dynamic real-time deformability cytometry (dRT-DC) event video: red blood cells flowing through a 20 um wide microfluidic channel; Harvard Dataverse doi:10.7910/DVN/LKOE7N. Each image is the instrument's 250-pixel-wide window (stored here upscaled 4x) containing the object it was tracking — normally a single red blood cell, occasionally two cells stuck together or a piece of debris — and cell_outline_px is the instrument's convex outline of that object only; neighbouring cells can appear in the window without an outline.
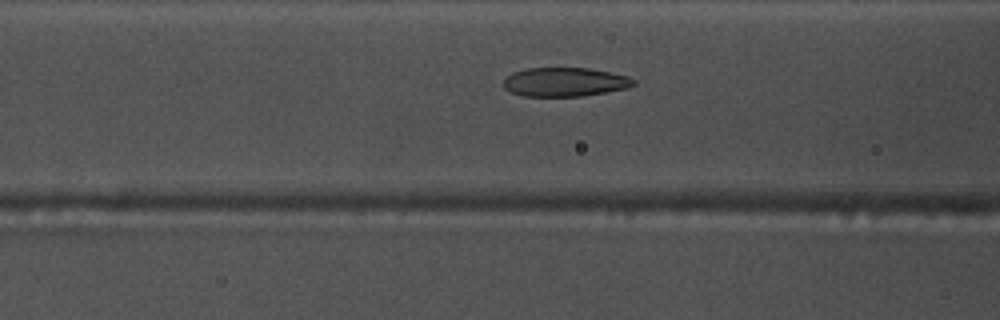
{"species": "common noctule bat (a hibernating species)", "species_latin": "Nyctalus noctula", "temperature_condition": "warm", "stored_images_in_passage": 44, "camera_frame_rate_fps": 3000, "um_per_image_px": 0.085, "animal": {"sex": "male", "body_mass_g": 17.5, "forearm_length_mm": 52.3}, "frame": {"image": 1, "passage_image": 19, "time_ms": 6.0, "image_size_px": [1000, 320], "cell_outline_px": [[636, 84], [628, 88], [580, 96], [524, 96], [512, 92], [504, 88], [504, 80], [512, 72], [528, 68], [588, 68], [628, 76], [636, 80]], "centroid_in_image_um": [48.02, 6.97], "position_along_channel_um": 118.6, "area_um2": 21.79}}
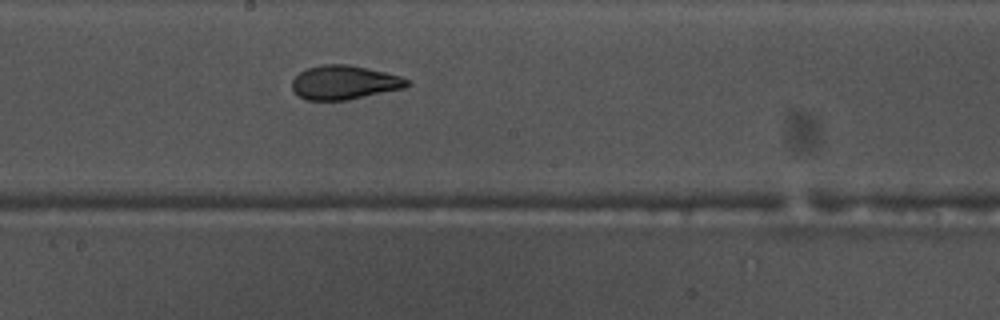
{"frame": {"image": 2, "passage_image": 27, "time_ms": 8.667, "image_size_px": [1000, 320], "cell_outline_px": [[412, 84], [404, 88], [348, 100], [308, 100], [300, 96], [292, 88], [292, 80], [300, 72], [308, 68], [324, 64], [348, 64], [368, 68], [400, 76], [412, 80]], "centroid_in_image_um": [29.31, 7.01], "position_along_channel_um": 218.9, "area_um2": 22.77}}
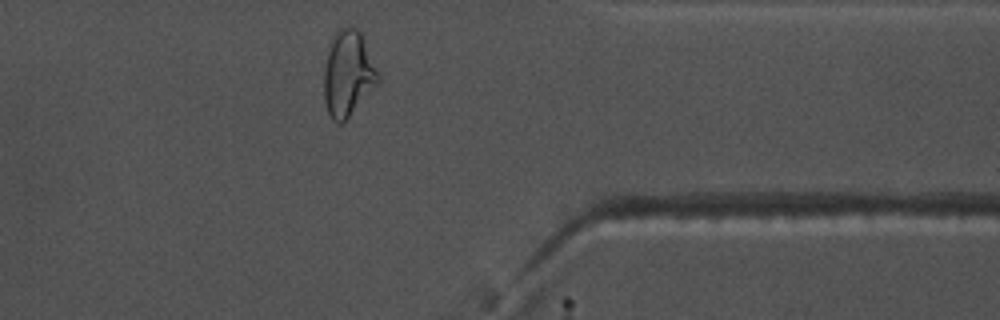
{"frame": {"image": 3, "passage_image": 41, "time_ms": 13.333, "image_size_px": [1000, 320], "cell_outline_px": [[380, 80], [344, 124], [336, 124], [332, 120], [328, 112], [324, 100], [324, 68], [332, 36], [336, 28], [348, 24], [352, 24], [360, 32], [380, 76]], "centroid_in_image_um": [29.56, 6.26], "position_along_channel_um": 381.8, "area_um2": 27.34}, "authors_computed_cell_mechanics": {"area_um2": 22.831, "velocity_mm_per_s": 3.7773, "shape_relaxation_time_tau1_ms": 7.0604, "shape_relaxation_time_tau2_ms": 1.4808, "deformation_change_tau1": 0.2181, "deformation_change_tau2": 0.0839}}